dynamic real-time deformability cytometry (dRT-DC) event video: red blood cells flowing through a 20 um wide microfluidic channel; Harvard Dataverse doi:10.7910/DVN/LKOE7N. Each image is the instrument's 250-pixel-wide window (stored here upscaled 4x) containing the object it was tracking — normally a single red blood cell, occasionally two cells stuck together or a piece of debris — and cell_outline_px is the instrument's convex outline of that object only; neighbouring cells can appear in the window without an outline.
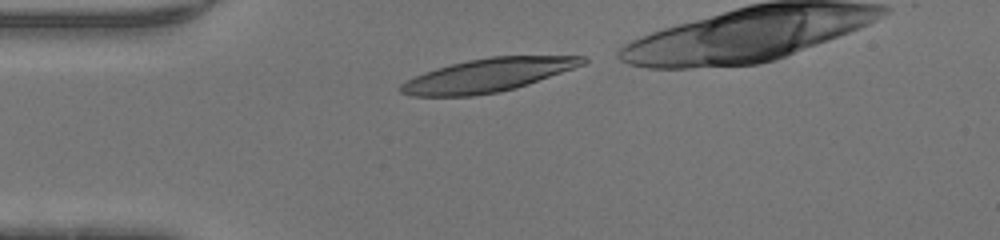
{"species": "human", "species_latin": "Homo sapiens", "temperature_condition": "warm", "stored_images_in_passage": 28, "camera_frame_rate_fps": 3000, "um_per_image_px": 0.085, "donor": {"sex": "male"}, "frame": {"image": 1, "passage_image": 1, "time_ms": 0.0, "image_size_px": [1000, 240], "cell_outline_px": [[588, 60], [584, 64], [528, 84], [516, 88], [500, 92], [472, 96], [408, 96], [400, 92], [396, 88], [400, 84], [424, 72], [436, 68], [468, 60], [492, 56], [584, 56]], "centroid_in_image_um": [41.42, 6.4], "position_along_channel_um": 43.6, "area_um2": 35.2}}
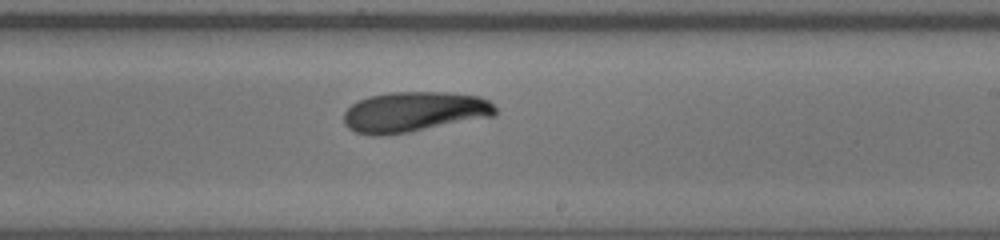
{"frame": {"image": 2, "passage_image": 17, "time_ms": 5.333, "image_size_px": [1000, 240], "cell_outline_px": [[496, 116], [408, 132], [380, 136], [372, 136], [356, 132], [348, 128], [344, 124], [344, 112], [352, 104], [368, 96], [388, 92], [448, 92], [480, 96], [488, 100], [496, 108]], "centroid_in_image_um": [35.2, 9.51], "position_along_channel_um": 253.8, "area_um2": 35.78}}
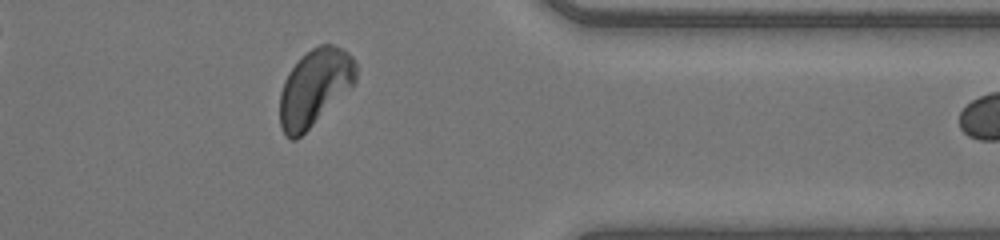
{"frame": {"image": 3, "passage_image": 27, "time_ms": 8.667, "image_size_px": [1000, 240], "cell_outline_px": [[356, 80], [296, 140], [292, 140], [284, 132], [280, 124], [280, 92], [284, 80], [288, 72], [312, 48], [320, 44], [332, 44], [344, 48], [352, 56], [356, 64]], "centroid_in_image_um": [26.73, 7.39], "position_along_channel_um": 384.7, "area_um2": 33.0}}